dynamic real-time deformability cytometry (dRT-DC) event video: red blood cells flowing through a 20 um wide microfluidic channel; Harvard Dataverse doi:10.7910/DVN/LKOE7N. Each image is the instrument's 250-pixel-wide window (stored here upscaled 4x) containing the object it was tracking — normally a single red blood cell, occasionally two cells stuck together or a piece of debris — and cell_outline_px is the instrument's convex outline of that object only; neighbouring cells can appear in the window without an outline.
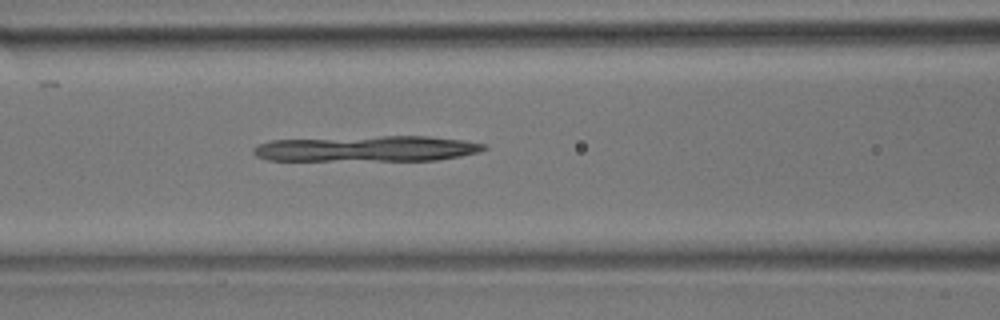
{"species": "common noctule bat (a hibernating species)", "species_latin": "Nyctalus noctula", "temperature_condition": "room temperature", "stored_images_in_passage": 29, "camera_frame_rate_fps": 3000, "um_per_image_px": 0.085, "animal": {"sex": "male", "body_mass_g": 17.9}, "frame": {"image": 1, "passage_image": 19, "time_ms": 6.0, "image_size_px": [1000, 320], "cell_outline_px": [[488, 148], [480, 152], [460, 156], [436, 160], [268, 160], [256, 156], [252, 152], [252, 148], [268, 140], [384, 136], [428, 136], [464, 140], [484, 144]], "centroid_in_image_um": [31.2, 12.63], "position_along_channel_um": 135.4, "area_um2": 34.51}}